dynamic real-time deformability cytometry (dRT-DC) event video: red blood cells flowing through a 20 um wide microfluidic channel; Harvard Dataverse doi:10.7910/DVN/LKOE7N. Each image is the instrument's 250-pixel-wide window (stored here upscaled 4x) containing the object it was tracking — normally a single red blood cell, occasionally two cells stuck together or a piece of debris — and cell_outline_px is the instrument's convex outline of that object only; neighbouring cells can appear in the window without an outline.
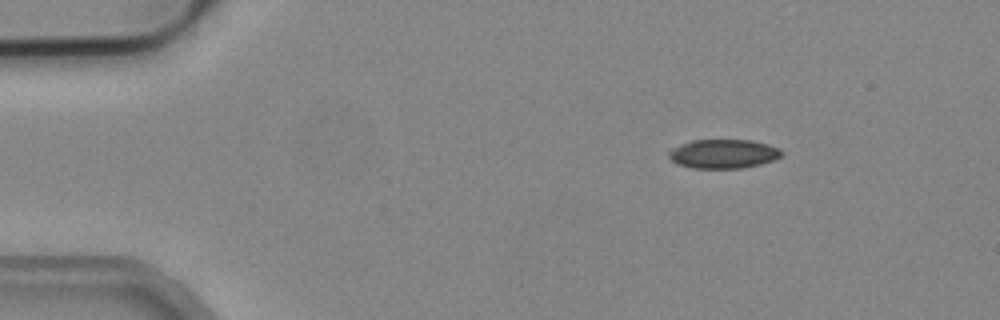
{"species": "common noctule bat (a hibernating species)", "species_latin": "Nyctalus noctula", "temperature_condition": "cold", "stored_images_in_passage": 4, "segment_of_instrument_passage": [1, 2], "camera_frame_rate_fps": 3000, "um_per_image_px": 0.085, "animal": {"sex": "male", "body_mass_g": 19.2, "forearm_length_mm": 51.8}, "frame": {"image": 1, "passage_image": 1, "time_ms": 0.0, "image_size_px": [1000, 320], "cell_outline_px": [[784, 152], [780, 156], [772, 160], [760, 164], [744, 168], [692, 168], [676, 164], [668, 156], [668, 152], [680, 144], [692, 140], [752, 140], [768, 144], [780, 148]], "centroid_in_image_um": [61.49, 13.07], "position_along_channel_um": 23.5, "area_um2": 19.13}}